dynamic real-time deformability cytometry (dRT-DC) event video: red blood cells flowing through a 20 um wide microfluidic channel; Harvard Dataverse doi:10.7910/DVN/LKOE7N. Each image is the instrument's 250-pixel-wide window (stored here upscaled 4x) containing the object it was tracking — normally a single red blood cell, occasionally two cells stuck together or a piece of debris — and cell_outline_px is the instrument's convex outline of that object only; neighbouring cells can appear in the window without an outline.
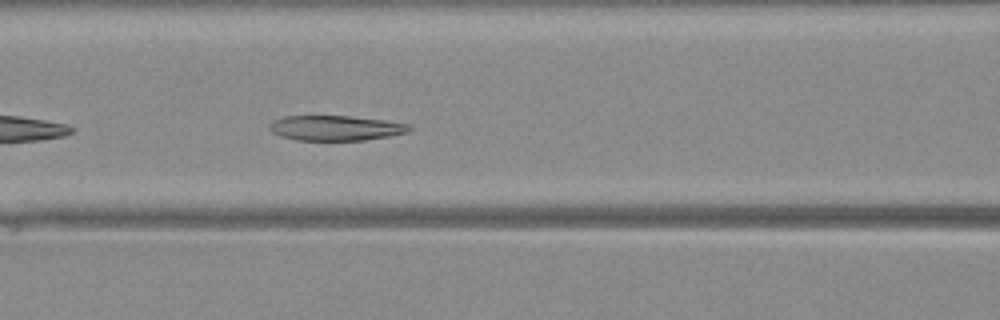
{"species": "Egyptian fruit bat (a non-hibernating species)", "species_latin": "Rousettus aegyptiacus", "temperature_condition": "warm", "stored_images_in_passage": 25, "camera_frame_rate_fps": 3000, "um_per_image_px": 0.085, "animal": {"sex": "female"}, "frame": {"image": 1, "passage_image": 7, "time_ms": 2.0, "image_size_px": [1000, 320], "cell_outline_px": [[412, 128], [408, 132], [388, 136], [364, 140], [296, 140], [280, 136], [272, 132], [268, 128], [276, 120], [284, 116], [348, 116], [384, 120], [408, 124]], "centroid_in_image_um": [28.53, 10.88], "position_along_channel_um": 138.1, "area_um2": 20.17}}
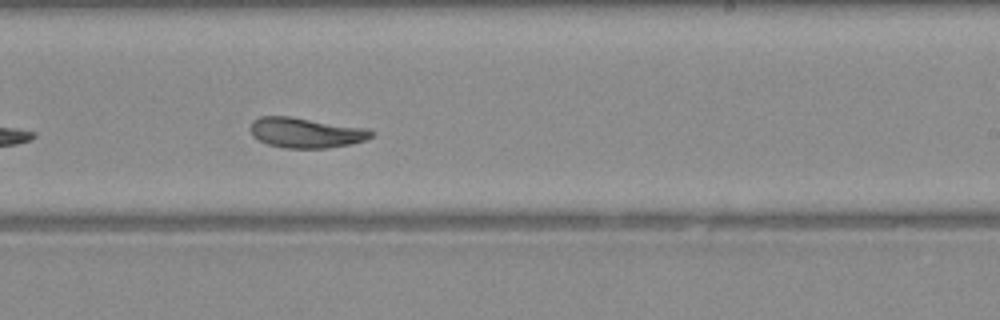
{"frame": {"image": 2, "passage_image": 15, "time_ms": 4.667, "image_size_px": [1000, 320], "cell_outline_px": [[376, 132], [372, 136], [364, 140], [352, 144], [328, 148], [284, 148], [268, 144], [252, 136], [248, 128], [252, 120], [260, 116], [292, 116], [368, 128]], "centroid_in_image_um": [25.99, 11.27], "position_along_channel_um": 263.0, "area_um2": 21.68}}
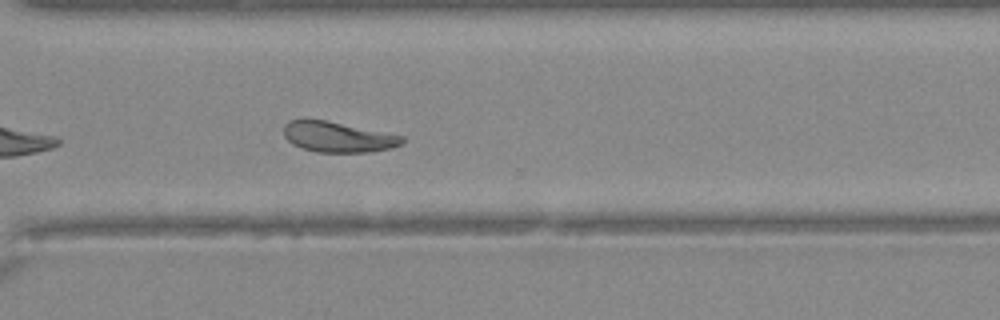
{"frame": {"image": 3, "passage_image": 20, "time_ms": 6.333, "image_size_px": [1000, 320], "cell_outline_px": [[404, 140], [400, 144], [392, 148], [368, 152], [316, 152], [292, 144], [284, 136], [284, 124], [288, 120], [328, 120], [404, 136]], "centroid_in_image_um": [28.72, 11.64], "position_along_channel_um": 341.9, "area_um2": 20.92}}